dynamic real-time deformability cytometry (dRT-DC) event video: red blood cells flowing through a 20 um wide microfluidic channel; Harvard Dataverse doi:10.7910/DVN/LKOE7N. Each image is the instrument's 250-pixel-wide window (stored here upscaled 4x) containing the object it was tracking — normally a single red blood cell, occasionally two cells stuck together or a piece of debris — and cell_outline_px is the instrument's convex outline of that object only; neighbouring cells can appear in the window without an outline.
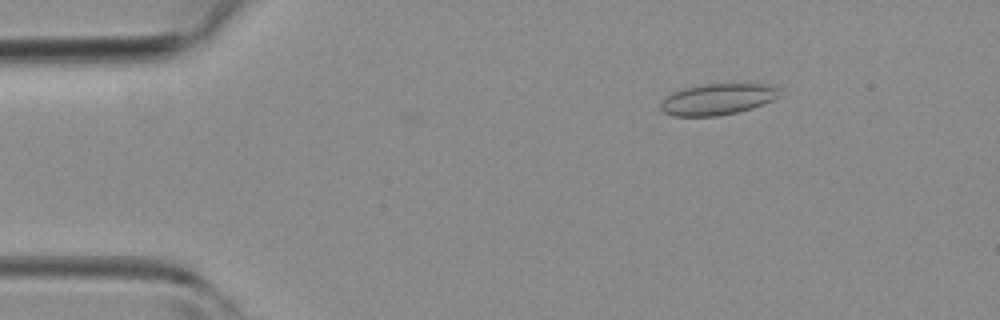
{"species": "common noctule bat (a hibernating species)", "species_latin": "Nyctalus noctula", "temperature_condition": "room temperature", "stored_images_in_passage": 44, "camera_frame_rate_fps": 3000, "um_per_image_px": 0.085, "animal": {"sex": "female", "body_mass_g": 19.3, "forearm_length_mm": 54.1}, "frame": {"image": 1, "passage_image": 6, "time_ms": 1.667, "image_size_px": [1000, 320], "cell_outline_px": [[780, 88], [776, 96], [772, 100], [764, 104], [752, 108], [720, 116], [672, 116], [664, 112], [660, 108], [660, 104], [672, 92], [684, 88], [704, 84], [772, 84]], "centroid_in_image_um": [60.99, 8.44], "position_along_channel_um": 24.0, "area_um2": 21.5}}
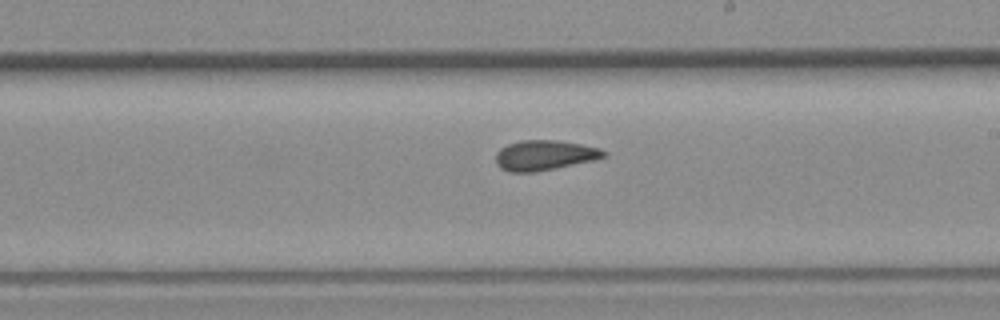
{"frame": {"image": 2, "passage_image": 25, "time_ms": 8.0, "image_size_px": [1000, 320], "cell_outline_px": [[608, 156], [596, 160], [532, 172], [512, 172], [500, 168], [496, 164], [496, 152], [500, 148], [508, 144], [520, 140], [556, 140], [580, 144], [600, 148], [608, 152]], "centroid_in_image_um": [46.3, 13.19], "position_along_channel_um": 242.7, "area_um2": 18.96}}
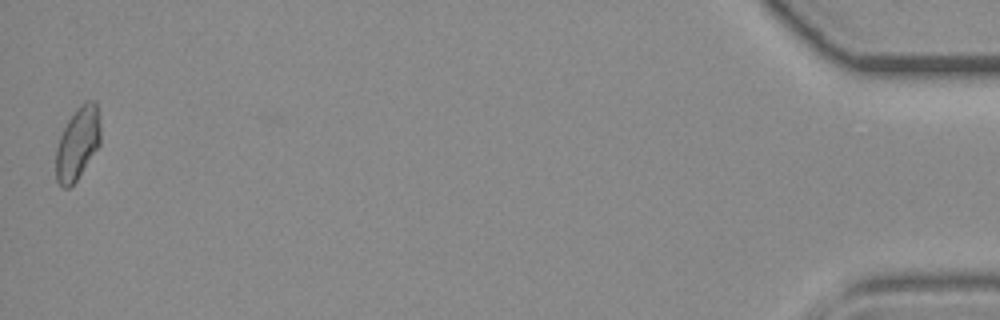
{"frame": {"image": 3, "passage_image": 44, "time_ms": 14.333, "image_size_px": [1000, 320], "cell_outline_px": [[100, 144], [76, 180], [68, 188], [64, 188], [56, 180], [56, 148], [60, 136], [68, 120], [76, 108], [84, 100], [96, 100], [100, 120]], "centroid_in_image_um": [6.61, 12.13], "position_along_channel_um": 428.6, "area_um2": 18.84}}